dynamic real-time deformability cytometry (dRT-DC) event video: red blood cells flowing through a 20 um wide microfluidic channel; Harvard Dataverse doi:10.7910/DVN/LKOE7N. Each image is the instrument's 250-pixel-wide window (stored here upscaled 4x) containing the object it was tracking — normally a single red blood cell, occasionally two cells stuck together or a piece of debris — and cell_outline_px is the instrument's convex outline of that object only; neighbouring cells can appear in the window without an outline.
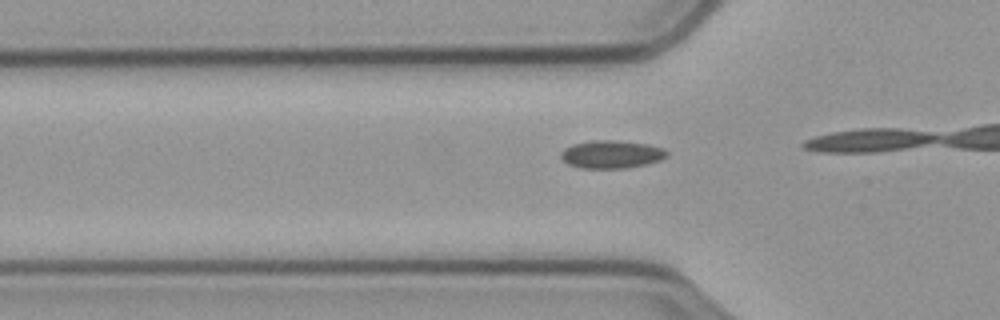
{"species": "common noctule bat (a hibernating species)", "species_latin": "Nyctalus noctula", "temperature_condition": "cold", "stored_images_in_passage": 10, "camera_frame_rate_fps": 3000, "um_per_image_px": 0.085, "animal": {"sex": "male", "body_mass_g": 23.1, "forearm_length_mm": 52.7}, "frame": {"image": 1, "passage_image": 7, "time_ms": 2.0, "image_size_px": [1000, 320], "cell_outline_px": [[668, 156], [660, 160], [644, 164], [624, 168], [580, 168], [568, 164], [560, 156], [560, 152], [564, 148], [572, 144], [592, 140], [616, 140], [648, 144], [664, 148], [668, 152]], "centroid_in_image_um": [51.96, 13.1], "position_along_channel_um": 73.8, "area_um2": 17.28}}